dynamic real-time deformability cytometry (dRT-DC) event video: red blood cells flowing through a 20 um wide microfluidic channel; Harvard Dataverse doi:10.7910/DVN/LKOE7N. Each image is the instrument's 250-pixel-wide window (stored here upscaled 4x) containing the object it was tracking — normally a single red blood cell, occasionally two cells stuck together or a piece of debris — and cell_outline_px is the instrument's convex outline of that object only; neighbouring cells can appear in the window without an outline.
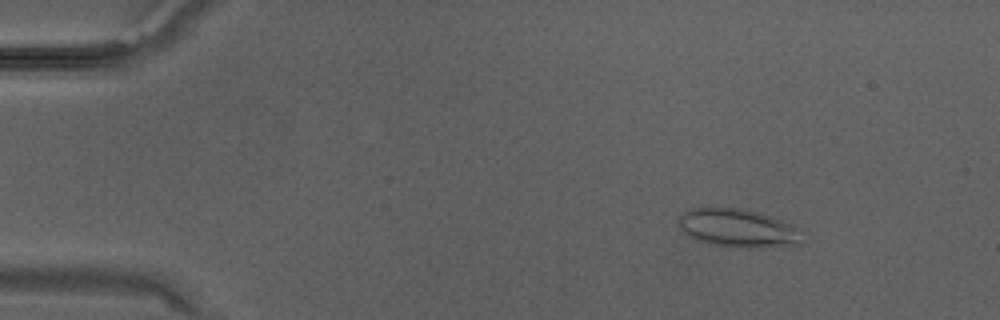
{"species": "Egyptian fruit bat (a non-hibernating species)", "species_latin": "Rousettus aegyptiacus", "temperature_condition": "warm", "stored_images_in_passage": 33, "camera_frame_rate_fps": 3000, "um_per_image_px": 0.085, "animal": {"sex": "male"}, "frame": {"image": 1, "passage_image": 4, "time_ms": 1.0, "image_size_px": [1000, 320], "cell_outline_px": [[800, 244], [764, 248], [732, 248], [700, 240], [688, 236], [680, 228], [676, 220], [688, 208], [740, 208], [756, 212], [792, 224]], "centroid_in_image_um": [62.62, 19.39], "position_along_channel_um": 22.4, "area_um2": 27.05}}
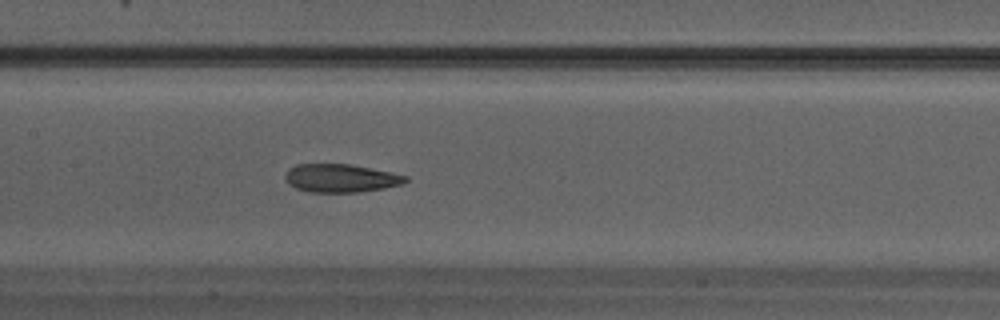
{"frame": {"image": 2, "passage_image": 16, "time_ms": 5.0, "image_size_px": [1000, 320], "cell_outline_px": [[408, 180], [400, 184], [384, 188], [360, 192], [308, 192], [296, 188], [288, 184], [284, 176], [288, 168], [296, 164], [348, 164], [392, 172], [408, 176]], "centroid_in_image_um": [28.93, 15.14], "position_along_channel_um": 178.5, "area_um2": 19.83}}
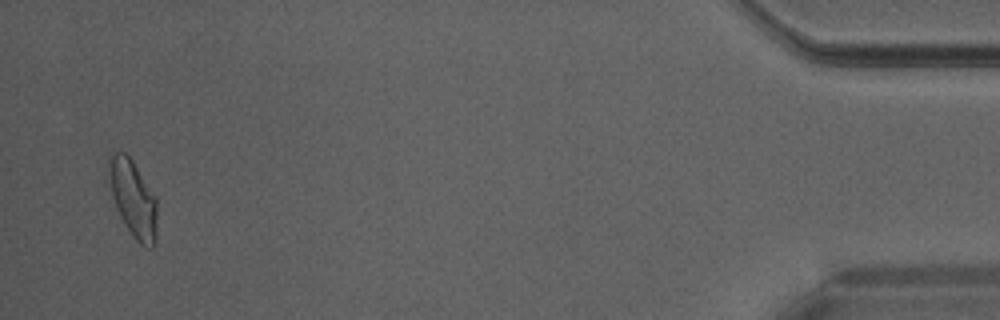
{"frame": {"image": 3, "passage_image": 32, "time_ms": 10.333, "image_size_px": [1000, 320], "cell_outline_px": [[156, 240], [152, 248], [144, 248], [136, 240], [120, 216], [116, 208], [112, 196], [108, 176], [108, 156], [116, 152], [124, 152], [132, 160], [156, 196]], "centroid_in_image_um": [11.31, 16.88], "position_along_channel_um": 423.9, "area_um2": 21.62}}